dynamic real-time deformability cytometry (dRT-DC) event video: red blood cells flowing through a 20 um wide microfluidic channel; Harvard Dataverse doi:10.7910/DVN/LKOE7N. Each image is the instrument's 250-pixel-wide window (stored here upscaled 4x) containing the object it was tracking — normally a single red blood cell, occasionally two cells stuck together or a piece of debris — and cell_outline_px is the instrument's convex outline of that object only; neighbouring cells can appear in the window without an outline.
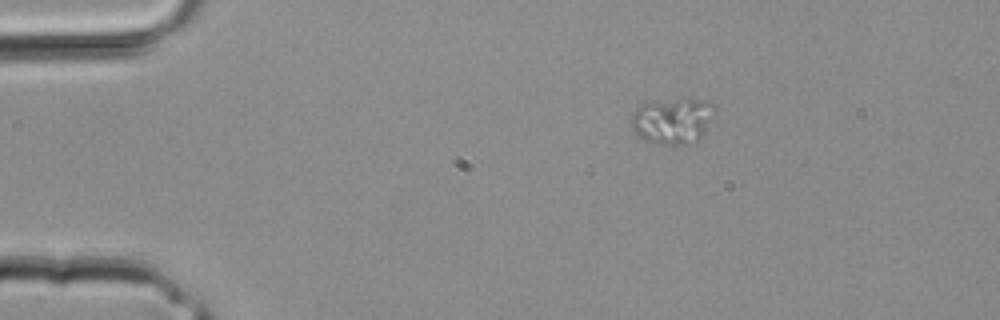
{"species": "common noctule bat (a hibernating species)", "species_latin": "Nyctalus noctula", "temperature_condition": "room temperature", "stored_images_in_passage": 2, "camera_frame_rate_fps": 3000, "um_per_image_px": 0.085, "animal": {"sex": "male", "body_mass_g": 20.4}, "frame": {"image": 1, "passage_image": 1, "time_ms": 0.0, "image_size_px": [1000, 320], "cell_outline_px": [[716, 108], [700, 136], [696, 140], [684, 144], [660, 144], [644, 140], [632, 132], [632, 112], [636, 108], [644, 104], [688, 100], [704, 100], [716, 104]], "centroid_in_image_um": [57.13, 10.29], "position_along_channel_um": 27.9, "area_um2": 21.44}}